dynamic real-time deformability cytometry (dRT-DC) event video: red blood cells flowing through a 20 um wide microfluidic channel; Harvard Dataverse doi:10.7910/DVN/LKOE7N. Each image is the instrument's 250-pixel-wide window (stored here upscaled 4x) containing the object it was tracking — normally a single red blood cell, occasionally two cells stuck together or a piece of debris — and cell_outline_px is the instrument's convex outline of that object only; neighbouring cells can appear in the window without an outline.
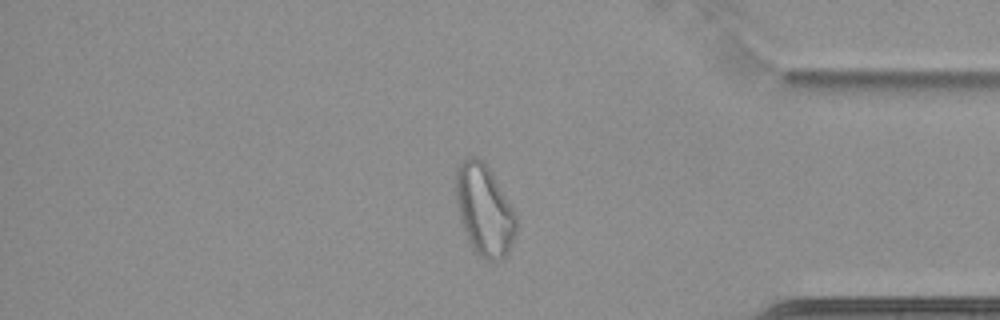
{"species": "common noctule bat (a hibernating species)", "species_latin": "Nyctalus noctula", "temperature_condition": "cold", "stored_images_in_passage": 66, "camera_frame_rate_fps": 3000, "um_per_image_px": 0.085, "animal": {"sex": "female", "body_mass_g": 22.7, "forearm_length_mm": 54.2}, "frame": {"image": 1, "passage_image": 57, "time_ms": 18.667, "image_size_px": [1000, 320], "cell_outline_px": [[516, 232], [512, 244], [508, 252], [500, 260], [488, 260], [480, 256], [472, 248], [468, 240], [460, 216], [456, 200], [456, 168], [468, 156], [476, 156], [484, 160], [516, 216]], "centroid_in_image_um": [41.15, 17.85], "position_along_channel_um": 394.0, "area_um2": 31.44}}